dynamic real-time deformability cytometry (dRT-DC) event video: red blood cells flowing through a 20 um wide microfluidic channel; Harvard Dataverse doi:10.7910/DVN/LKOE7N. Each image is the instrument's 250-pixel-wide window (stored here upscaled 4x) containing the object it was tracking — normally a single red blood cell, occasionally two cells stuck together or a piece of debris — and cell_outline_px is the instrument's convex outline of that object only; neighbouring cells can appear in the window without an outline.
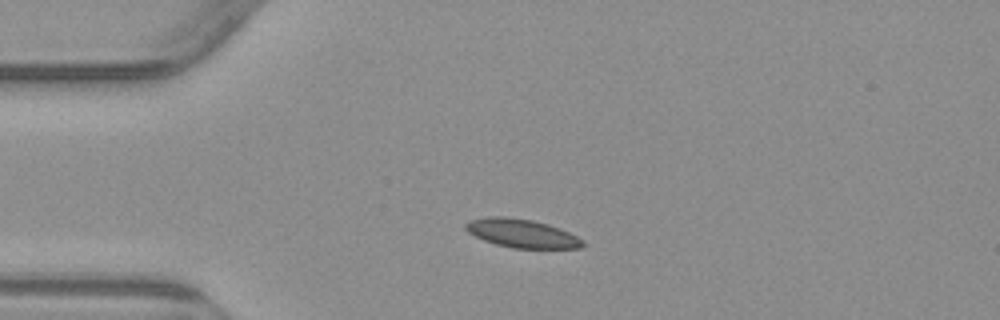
{"species": "common noctule bat (a hibernating species)", "species_latin": "Nyctalus noctula", "temperature_condition": "warm", "stored_images_in_passage": 4, "camera_frame_rate_fps": 3000, "um_per_image_px": 0.085, "animal": {"sex": "male", "body_mass_g": 23.1, "forearm_length_mm": 52.7}, "frame": {"image": 1, "passage_image": 2, "time_ms": 2.0, "image_size_px": [1000, 320], "cell_outline_px": [[584, 244], [580, 248], [512, 248], [496, 244], [484, 240], [468, 232], [464, 228], [464, 224], [468, 220], [488, 216], [504, 216], [532, 220], [548, 224], [560, 228], [584, 240]], "centroid_in_image_um": [44.33, 19.82], "position_along_channel_um": 40.7, "area_um2": 19.48}}